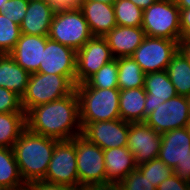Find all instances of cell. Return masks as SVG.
I'll use <instances>...</instances> for the list:
<instances>
[{
	"mask_svg": "<svg viewBox=\"0 0 190 190\" xmlns=\"http://www.w3.org/2000/svg\"><path fill=\"white\" fill-rule=\"evenodd\" d=\"M75 90V85L64 75L31 73L26 92L21 98L23 111L61 99Z\"/></svg>",
	"mask_w": 190,
	"mask_h": 190,
	"instance_id": "obj_5",
	"label": "cell"
},
{
	"mask_svg": "<svg viewBox=\"0 0 190 190\" xmlns=\"http://www.w3.org/2000/svg\"><path fill=\"white\" fill-rule=\"evenodd\" d=\"M80 123L120 119L119 88H75Z\"/></svg>",
	"mask_w": 190,
	"mask_h": 190,
	"instance_id": "obj_3",
	"label": "cell"
},
{
	"mask_svg": "<svg viewBox=\"0 0 190 190\" xmlns=\"http://www.w3.org/2000/svg\"><path fill=\"white\" fill-rule=\"evenodd\" d=\"M181 35L190 29V8L180 10Z\"/></svg>",
	"mask_w": 190,
	"mask_h": 190,
	"instance_id": "obj_37",
	"label": "cell"
},
{
	"mask_svg": "<svg viewBox=\"0 0 190 190\" xmlns=\"http://www.w3.org/2000/svg\"><path fill=\"white\" fill-rule=\"evenodd\" d=\"M26 128L57 140H71L81 135L76 90L61 99L31 108L26 113Z\"/></svg>",
	"mask_w": 190,
	"mask_h": 190,
	"instance_id": "obj_1",
	"label": "cell"
},
{
	"mask_svg": "<svg viewBox=\"0 0 190 190\" xmlns=\"http://www.w3.org/2000/svg\"><path fill=\"white\" fill-rule=\"evenodd\" d=\"M161 144V133L145 122L129 123L127 148L134 155L137 165L157 158Z\"/></svg>",
	"mask_w": 190,
	"mask_h": 190,
	"instance_id": "obj_15",
	"label": "cell"
},
{
	"mask_svg": "<svg viewBox=\"0 0 190 190\" xmlns=\"http://www.w3.org/2000/svg\"><path fill=\"white\" fill-rule=\"evenodd\" d=\"M79 185L107 184L103 150L82 135L75 137Z\"/></svg>",
	"mask_w": 190,
	"mask_h": 190,
	"instance_id": "obj_8",
	"label": "cell"
},
{
	"mask_svg": "<svg viewBox=\"0 0 190 190\" xmlns=\"http://www.w3.org/2000/svg\"><path fill=\"white\" fill-rule=\"evenodd\" d=\"M30 73L18 65L10 54H0V87L13 91L22 98Z\"/></svg>",
	"mask_w": 190,
	"mask_h": 190,
	"instance_id": "obj_22",
	"label": "cell"
},
{
	"mask_svg": "<svg viewBox=\"0 0 190 190\" xmlns=\"http://www.w3.org/2000/svg\"><path fill=\"white\" fill-rule=\"evenodd\" d=\"M130 1L133 2L140 9L145 10L149 8L157 0H130Z\"/></svg>",
	"mask_w": 190,
	"mask_h": 190,
	"instance_id": "obj_39",
	"label": "cell"
},
{
	"mask_svg": "<svg viewBox=\"0 0 190 190\" xmlns=\"http://www.w3.org/2000/svg\"><path fill=\"white\" fill-rule=\"evenodd\" d=\"M180 10L190 8V0H175Z\"/></svg>",
	"mask_w": 190,
	"mask_h": 190,
	"instance_id": "obj_42",
	"label": "cell"
},
{
	"mask_svg": "<svg viewBox=\"0 0 190 190\" xmlns=\"http://www.w3.org/2000/svg\"><path fill=\"white\" fill-rule=\"evenodd\" d=\"M75 88H118L117 58L106 63L85 83L76 85Z\"/></svg>",
	"mask_w": 190,
	"mask_h": 190,
	"instance_id": "obj_28",
	"label": "cell"
},
{
	"mask_svg": "<svg viewBox=\"0 0 190 190\" xmlns=\"http://www.w3.org/2000/svg\"><path fill=\"white\" fill-rule=\"evenodd\" d=\"M48 37L77 51L93 34L81 9L68 7L56 9Z\"/></svg>",
	"mask_w": 190,
	"mask_h": 190,
	"instance_id": "obj_4",
	"label": "cell"
},
{
	"mask_svg": "<svg viewBox=\"0 0 190 190\" xmlns=\"http://www.w3.org/2000/svg\"><path fill=\"white\" fill-rule=\"evenodd\" d=\"M48 36L26 35L21 33L14 49L9 53L15 62L27 72L39 70Z\"/></svg>",
	"mask_w": 190,
	"mask_h": 190,
	"instance_id": "obj_16",
	"label": "cell"
},
{
	"mask_svg": "<svg viewBox=\"0 0 190 190\" xmlns=\"http://www.w3.org/2000/svg\"><path fill=\"white\" fill-rule=\"evenodd\" d=\"M27 2H32V1H48V0H26Z\"/></svg>",
	"mask_w": 190,
	"mask_h": 190,
	"instance_id": "obj_47",
	"label": "cell"
},
{
	"mask_svg": "<svg viewBox=\"0 0 190 190\" xmlns=\"http://www.w3.org/2000/svg\"><path fill=\"white\" fill-rule=\"evenodd\" d=\"M119 184L122 190H156L138 169L131 171Z\"/></svg>",
	"mask_w": 190,
	"mask_h": 190,
	"instance_id": "obj_32",
	"label": "cell"
},
{
	"mask_svg": "<svg viewBox=\"0 0 190 190\" xmlns=\"http://www.w3.org/2000/svg\"><path fill=\"white\" fill-rule=\"evenodd\" d=\"M21 36L20 25L0 12V54H9Z\"/></svg>",
	"mask_w": 190,
	"mask_h": 190,
	"instance_id": "obj_30",
	"label": "cell"
},
{
	"mask_svg": "<svg viewBox=\"0 0 190 190\" xmlns=\"http://www.w3.org/2000/svg\"><path fill=\"white\" fill-rule=\"evenodd\" d=\"M58 141L25 128L14 143L13 151L18 169L27 186L32 182L44 180Z\"/></svg>",
	"mask_w": 190,
	"mask_h": 190,
	"instance_id": "obj_2",
	"label": "cell"
},
{
	"mask_svg": "<svg viewBox=\"0 0 190 190\" xmlns=\"http://www.w3.org/2000/svg\"><path fill=\"white\" fill-rule=\"evenodd\" d=\"M179 49V41L146 36L132 54V58L140 65L142 71L160 72L167 69L172 56Z\"/></svg>",
	"mask_w": 190,
	"mask_h": 190,
	"instance_id": "obj_9",
	"label": "cell"
},
{
	"mask_svg": "<svg viewBox=\"0 0 190 190\" xmlns=\"http://www.w3.org/2000/svg\"><path fill=\"white\" fill-rule=\"evenodd\" d=\"M143 88L146 92L144 122L156 107L177 95L166 70L147 73Z\"/></svg>",
	"mask_w": 190,
	"mask_h": 190,
	"instance_id": "obj_17",
	"label": "cell"
},
{
	"mask_svg": "<svg viewBox=\"0 0 190 190\" xmlns=\"http://www.w3.org/2000/svg\"><path fill=\"white\" fill-rule=\"evenodd\" d=\"M97 190H122V187L119 183H107L97 185Z\"/></svg>",
	"mask_w": 190,
	"mask_h": 190,
	"instance_id": "obj_40",
	"label": "cell"
},
{
	"mask_svg": "<svg viewBox=\"0 0 190 190\" xmlns=\"http://www.w3.org/2000/svg\"><path fill=\"white\" fill-rule=\"evenodd\" d=\"M25 128V112L0 113V146L13 148Z\"/></svg>",
	"mask_w": 190,
	"mask_h": 190,
	"instance_id": "obj_26",
	"label": "cell"
},
{
	"mask_svg": "<svg viewBox=\"0 0 190 190\" xmlns=\"http://www.w3.org/2000/svg\"><path fill=\"white\" fill-rule=\"evenodd\" d=\"M56 9L57 8H68L78 7L79 0H48Z\"/></svg>",
	"mask_w": 190,
	"mask_h": 190,
	"instance_id": "obj_38",
	"label": "cell"
},
{
	"mask_svg": "<svg viewBox=\"0 0 190 190\" xmlns=\"http://www.w3.org/2000/svg\"><path fill=\"white\" fill-rule=\"evenodd\" d=\"M56 8L49 1L28 2L20 29L26 35L48 36Z\"/></svg>",
	"mask_w": 190,
	"mask_h": 190,
	"instance_id": "obj_18",
	"label": "cell"
},
{
	"mask_svg": "<svg viewBox=\"0 0 190 190\" xmlns=\"http://www.w3.org/2000/svg\"><path fill=\"white\" fill-rule=\"evenodd\" d=\"M179 44H190V29L182 35Z\"/></svg>",
	"mask_w": 190,
	"mask_h": 190,
	"instance_id": "obj_43",
	"label": "cell"
},
{
	"mask_svg": "<svg viewBox=\"0 0 190 190\" xmlns=\"http://www.w3.org/2000/svg\"><path fill=\"white\" fill-rule=\"evenodd\" d=\"M7 2V0H0V11L3 9V4Z\"/></svg>",
	"mask_w": 190,
	"mask_h": 190,
	"instance_id": "obj_46",
	"label": "cell"
},
{
	"mask_svg": "<svg viewBox=\"0 0 190 190\" xmlns=\"http://www.w3.org/2000/svg\"><path fill=\"white\" fill-rule=\"evenodd\" d=\"M158 158L182 181L190 183V132L188 127L176 128L161 134Z\"/></svg>",
	"mask_w": 190,
	"mask_h": 190,
	"instance_id": "obj_7",
	"label": "cell"
},
{
	"mask_svg": "<svg viewBox=\"0 0 190 190\" xmlns=\"http://www.w3.org/2000/svg\"><path fill=\"white\" fill-rule=\"evenodd\" d=\"M114 58L131 57L146 37L142 27L116 26L106 36Z\"/></svg>",
	"mask_w": 190,
	"mask_h": 190,
	"instance_id": "obj_19",
	"label": "cell"
},
{
	"mask_svg": "<svg viewBox=\"0 0 190 190\" xmlns=\"http://www.w3.org/2000/svg\"><path fill=\"white\" fill-rule=\"evenodd\" d=\"M75 190H97V185L95 186L79 185L75 187Z\"/></svg>",
	"mask_w": 190,
	"mask_h": 190,
	"instance_id": "obj_44",
	"label": "cell"
},
{
	"mask_svg": "<svg viewBox=\"0 0 190 190\" xmlns=\"http://www.w3.org/2000/svg\"><path fill=\"white\" fill-rule=\"evenodd\" d=\"M115 21L118 26L141 27L143 10L130 0H116L113 4Z\"/></svg>",
	"mask_w": 190,
	"mask_h": 190,
	"instance_id": "obj_29",
	"label": "cell"
},
{
	"mask_svg": "<svg viewBox=\"0 0 190 190\" xmlns=\"http://www.w3.org/2000/svg\"><path fill=\"white\" fill-rule=\"evenodd\" d=\"M156 190H190V183L182 181L174 173L162 181Z\"/></svg>",
	"mask_w": 190,
	"mask_h": 190,
	"instance_id": "obj_35",
	"label": "cell"
},
{
	"mask_svg": "<svg viewBox=\"0 0 190 190\" xmlns=\"http://www.w3.org/2000/svg\"><path fill=\"white\" fill-rule=\"evenodd\" d=\"M146 92L143 87L120 90V119L129 123L144 122Z\"/></svg>",
	"mask_w": 190,
	"mask_h": 190,
	"instance_id": "obj_23",
	"label": "cell"
},
{
	"mask_svg": "<svg viewBox=\"0 0 190 190\" xmlns=\"http://www.w3.org/2000/svg\"><path fill=\"white\" fill-rule=\"evenodd\" d=\"M179 50L184 54L190 64V44H179Z\"/></svg>",
	"mask_w": 190,
	"mask_h": 190,
	"instance_id": "obj_41",
	"label": "cell"
},
{
	"mask_svg": "<svg viewBox=\"0 0 190 190\" xmlns=\"http://www.w3.org/2000/svg\"><path fill=\"white\" fill-rule=\"evenodd\" d=\"M190 101L187 96L176 95L165 101L146 118L145 123L156 132L164 133L188 126Z\"/></svg>",
	"mask_w": 190,
	"mask_h": 190,
	"instance_id": "obj_11",
	"label": "cell"
},
{
	"mask_svg": "<svg viewBox=\"0 0 190 190\" xmlns=\"http://www.w3.org/2000/svg\"><path fill=\"white\" fill-rule=\"evenodd\" d=\"M76 54L73 48L48 38L37 72L64 75L76 86Z\"/></svg>",
	"mask_w": 190,
	"mask_h": 190,
	"instance_id": "obj_14",
	"label": "cell"
},
{
	"mask_svg": "<svg viewBox=\"0 0 190 190\" xmlns=\"http://www.w3.org/2000/svg\"><path fill=\"white\" fill-rule=\"evenodd\" d=\"M137 169L145 176L151 184L156 188L158 185L171 176L174 171L172 168L168 167L161 159L158 157L143 164L138 165Z\"/></svg>",
	"mask_w": 190,
	"mask_h": 190,
	"instance_id": "obj_31",
	"label": "cell"
},
{
	"mask_svg": "<svg viewBox=\"0 0 190 190\" xmlns=\"http://www.w3.org/2000/svg\"><path fill=\"white\" fill-rule=\"evenodd\" d=\"M177 95H190V64L184 54L178 51L172 56L166 69Z\"/></svg>",
	"mask_w": 190,
	"mask_h": 190,
	"instance_id": "obj_25",
	"label": "cell"
},
{
	"mask_svg": "<svg viewBox=\"0 0 190 190\" xmlns=\"http://www.w3.org/2000/svg\"><path fill=\"white\" fill-rule=\"evenodd\" d=\"M105 37L93 36L76 54V85L85 83L102 66L113 60Z\"/></svg>",
	"mask_w": 190,
	"mask_h": 190,
	"instance_id": "obj_12",
	"label": "cell"
},
{
	"mask_svg": "<svg viewBox=\"0 0 190 190\" xmlns=\"http://www.w3.org/2000/svg\"><path fill=\"white\" fill-rule=\"evenodd\" d=\"M80 124L81 135L88 141L97 144L102 150L127 146L129 122L115 119Z\"/></svg>",
	"mask_w": 190,
	"mask_h": 190,
	"instance_id": "obj_13",
	"label": "cell"
},
{
	"mask_svg": "<svg viewBox=\"0 0 190 190\" xmlns=\"http://www.w3.org/2000/svg\"><path fill=\"white\" fill-rule=\"evenodd\" d=\"M107 183H120L131 171L137 169L134 155L126 147L103 150Z\"/></svg>",
	"mask_w": 190,
	"mask_h": 190,
	"instance_id": "obj_21",
	"label": "cell"
},
{
	"mask_svg": "<svg viewBox=\"0 0 190 190\" xmlns=\"http://www.w3.org/2000/svg\"><path fill=\"white\" fill-rule=\"evenodd\" d=\"M44 181L68 186H79L75 138L59 140L55 144Z\"/></svg>",
	"mask_w": 190,
	"mask_h": 190,
	"instance_id": "obj_10",
	"label": "cell"
},
{
	"mask_svg": "<svg viewBox=\"0 0 190 190\" xmlns=\"http://www.w3.org/2000/svg\"><path fill=\"white\" fill-rule=\"evenodd\" d=\"M13 148H3L0 151V190H26Z\"/></svg>",
	"mask_w": 190,
	"mask_h": 190,
	"instance_id": "obj_24",
	"label": "cell"
},
{
	"mask_svg": "<svg viewBox=\"0 0 190 190\" xmlns=\"http://www.w3.org/2000/svg\"><path fill=\"white\" fill-rule=\"evenodd\" d=\"M90 1H97V2H103L106 4H114L116 0H79V5L83 2H90Z\"/></svg>",
	"mask_w": 190,
	"mask_h": 190,
	"instance_id": "obj_45",
	"label": "cell"
},
{
	"mask_svg": "<svg viewBox=\"0 0 190 190\" xmlns=\"http://www.w3.org/2000/svg\"><path fill=\"white\" fill-rule=\"evenodd\" d=\"M24 112L21 97L13 91L0 87V113Z\"/></svg>",
	"mask_w": 190,
	"mask_h": 190,
	"instance_id": "obj_34",
	"label": "cell"
},
{
	"mask_svg": "<svg viewBox=\"0 0 190 190\" xmlns=\"http://www.w3.org/2000/svg\"><path fill=\"white\" fill-rule=\"evenodd\" d=\"M27 7L28 2L26 0H7V2L3 4V9L0 12L20 25L25 17Z\"/></svg>",
	"mask_w": 190,
	"mask_h": 190,
	"instance_id": "obj_33",
	"label": "cell"
},
{
	"mask_svg": "<svg viewBox=\"0 0 190 190\" xmlns=\"http://www.w3.org/2000/svg\"><path fill=\"white\" fill-rule=\"evenodd\" d=\"M146 36L181 40L180 9L175 0H157L143 10L142 26Z\"/></svg>",
	"mask_w": 190,
	"mask_h": 190,
	"instance_id": "obj_6",
	"label": "cell"
},
{
	"mask_svg": "<svg viewBox=\"0 0 190 190\" xmlns=\"http://www.w3.org/2000/svg\"><path fill=\"white\" fill-rule=\"evenodd\" d=\"M187 127H188V129H189V132H190V121H189V123H188V126H187Z\"/></svg>",
	"mask_w": 190,
	"mask_h": 190,
	"instance_id": "obj_48",
	"label": "cell"
},
{
	"mask_svg": "<svg viewBox=\"0 0 190 190\" xmlns=\"http://www.w3.org/2000/svg\"><path fill=\"white\" fill-rule=\"evenodd\" d=\"M27 190H75V186L50 183L44 180H38L30 183Z\"/></svg>",
	"mask_w": 190,
	"mask_h": 190,
	"instance_id": "obj_36",
	"label": "cell"
},
{
	"mask_svg": "<svg viewBox=\"0 0 190 190\" xmlns=\"http://www.w3.org/2000/svg\"><path fill=\"white\" fill-rule=\"evenodd\" d=\"M89 25L93 36H106L117 26L113 4L90 1L83 2L78 6Z\"/></svg>",
	"mask_w": 190,
	"mask_h": 190,
	"instance_id": "obj_20",
	"label": "cell"
},
{
	"mask_svg": "<svg viewBox=\"0 0 190 190\" xmlns=\"http://www.w3.org/2000/svg\"><path fill=\"white\" fill-rule=\"evenodd\" d=\"M117 65L120 90L144 87L146 74L132 57L117 58Z\"/></svg>",
	"mask_w": 190,
	"mask_h": 190,
	"instance_id": "obj_27",
	"label": "cell"
}]
</instances>
